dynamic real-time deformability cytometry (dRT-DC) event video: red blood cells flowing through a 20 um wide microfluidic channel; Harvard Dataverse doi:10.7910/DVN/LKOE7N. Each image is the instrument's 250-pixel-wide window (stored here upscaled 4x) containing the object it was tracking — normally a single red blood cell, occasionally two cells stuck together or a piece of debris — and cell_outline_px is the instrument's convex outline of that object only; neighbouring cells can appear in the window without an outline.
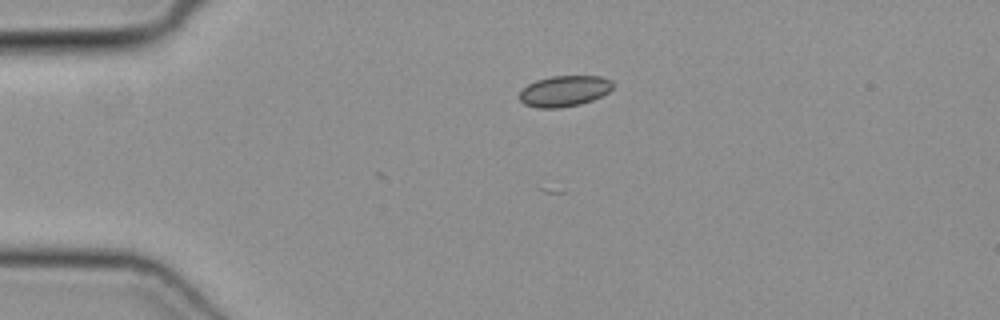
{"species": "common noctule bat (a hibernating species)", "species_latin": "Nyctalus noctula", "temperature_condition": "cold", "stored_images_in_passage": 39, "camera_frame_rate_fps": 3000, "um_per_image_px": 0.085, "animal": {"sex": "female", "body_mass_g": 19.3, "forearm_length_mm": 54.1}, "frame": {"image": 1, "passage_image": 1, "time_ms": 0.0, "image_size_px": [1000, 320], "cell_outline_px": [[612, 88], [608, 92], [592, 100], [580, 104], [560, 108], [536, 108], [524, 104], [520, 100], [520, 92], [528, 84], [536, 80], [552, 76], [600, 76], [612, 80]], "centroid_in_image_um": [47.96, 7.74], "position_along_channel_um": 37.0, "area_um2": 16.76}}
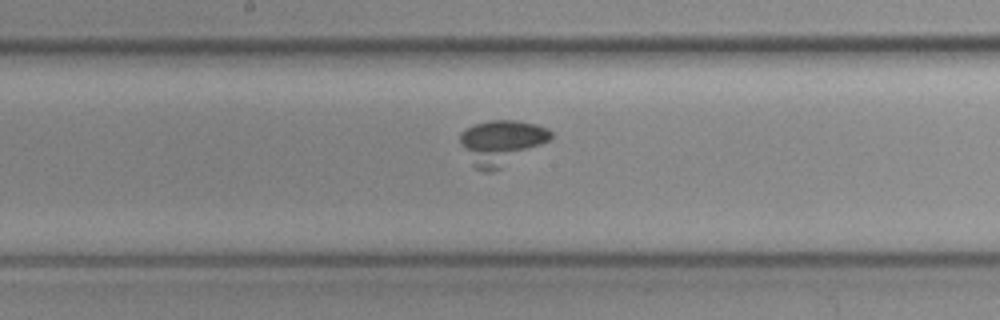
{"frame": {"image": 2, "passage_image": 16, "time_ms": 5.0, "image_size_px": [1000, 320], "cell_outline_px": [[552, 136], [548, 140], [500, 168], [492, 172], [484, 172], [476, 168], [472, 164], [460, 144], [460, 132], [464, 128], [472, 124], [488, 120], [516, 120], [536, 124], [548, 128], [552, 132]], "centroid_in_image_um": [42.55, 12.07], "position_along_channel_um": 205.6, "area_um2": 23.41}}
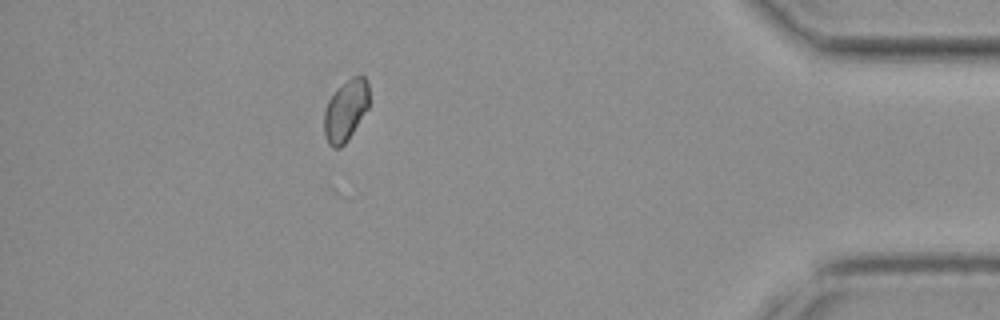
{"frame": {"image": 3, "passage_image": 34, "time_ms": 11.0, "image_size_px": [1000, 320], "cell_outline_px": [[368, 108], [348, 140], [340, 148], [332, 148], [328, 144], [324, 136], [324, 112], [328, 100], [336, 88], [352, 76], [364, 76], [368, 80]], "centroid_in_image_um": [29.36, 9.39], "position_along_channel_um": 405.8, "area_um2": 16.24}}